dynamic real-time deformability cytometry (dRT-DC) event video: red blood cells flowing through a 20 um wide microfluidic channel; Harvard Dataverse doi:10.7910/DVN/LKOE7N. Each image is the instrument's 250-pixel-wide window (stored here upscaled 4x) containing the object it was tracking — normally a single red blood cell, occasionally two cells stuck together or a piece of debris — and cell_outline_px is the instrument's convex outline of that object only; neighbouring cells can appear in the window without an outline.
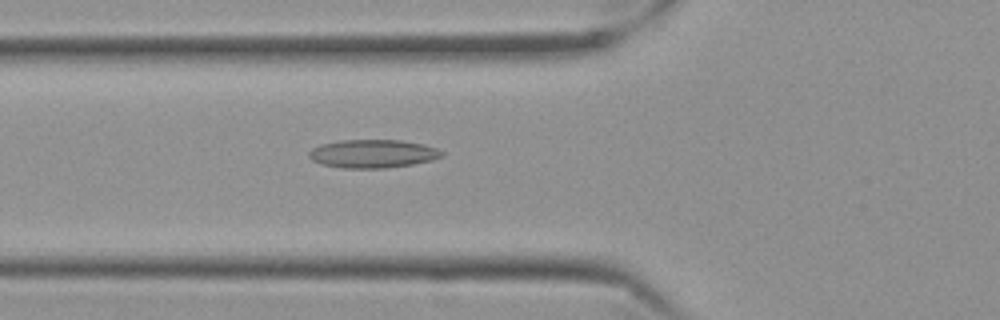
{"species": "Egyptian fruit bat (a non-hibernating species)", "species_latin": "Rousettus aegyptiacus", "temperature_condition": "cold", "stored_images_in_passage": 58, "camera_frame_rate_fps": 3000, "um_per_image_px": 0.085, "frame": {"image": 1, "passage_image": 22, "time_ms": 7.0, "image_size_px": [1000, 320], "cell_outline_px": [[444, 156], [432, 160], [412, 164], [384, 168], [344, 168], [324, 164], [312, 160], [308, 156], [308, 152], [312, 148], [320, 144], [340, 140], [400, 140], [424, 144], [436, 148], [444, 152]], "centroid_in_image_um": [31.7, 13.06], "position_along_channel_um": 94.1, "area_um2": 21.91}}
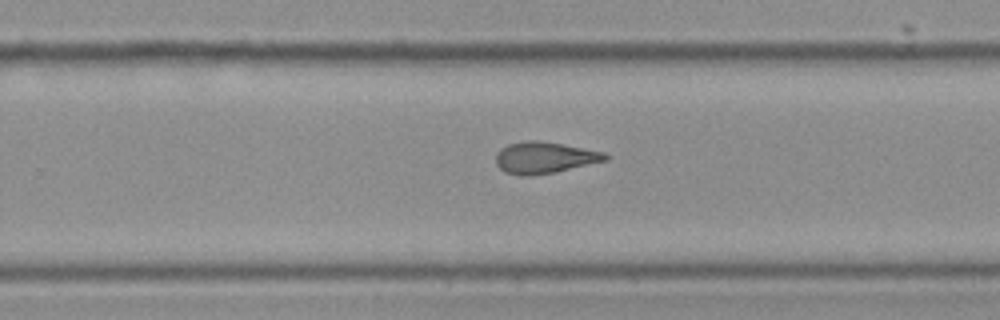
{"frame": {"image": 2, "passage_image": 38, "time_ms": 12.333, "image_size_px": [1000, 320], "cell_outline_px": [[608, 160], [552, 172], [532, 176], [520, 176], [504, 172], [496, 164], [496, 152], [500, 148], [508, 144], [524, 140], [536, 140], [564, 144], [604, 152], [608, 156]], "centroid_in_image_um": [46.23, 13.39], "position_along_channel_um": 283.6, "area_um2": 20.11}}
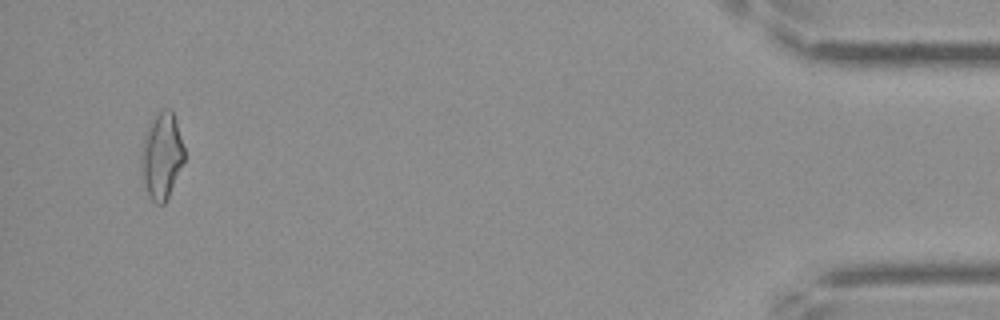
{"frame": {"image": 3, "passage_image": 56, "time_ms": 18.333, "image_size_px": [1000, 320], "cell_outline_px": [[184, 160], [168, 196], [164, 204], [156, 204], [148, 196], [144, 184], [140, 164], [140, 152], [144, 136], [148, 124], [152, 116], [156, 112], [164, 108], [172, 108], [176, 120], [184, 148]], "centroid_in_image_um": [13.71, 13.19], "position_along_channel_um": 421.5, "area_um2": 21.91}, "authors_computed_cell_mechanics": {"area_um2": 20.6346, "velocity_mm_per_s": 3.5415, "shape_relaxation_time_tau1_ms": null, "shape_relaxation_time_tau2_ms": 4.3965, "deformation_change_tau1": null, "deformation_change_tau2": 0.1214}}